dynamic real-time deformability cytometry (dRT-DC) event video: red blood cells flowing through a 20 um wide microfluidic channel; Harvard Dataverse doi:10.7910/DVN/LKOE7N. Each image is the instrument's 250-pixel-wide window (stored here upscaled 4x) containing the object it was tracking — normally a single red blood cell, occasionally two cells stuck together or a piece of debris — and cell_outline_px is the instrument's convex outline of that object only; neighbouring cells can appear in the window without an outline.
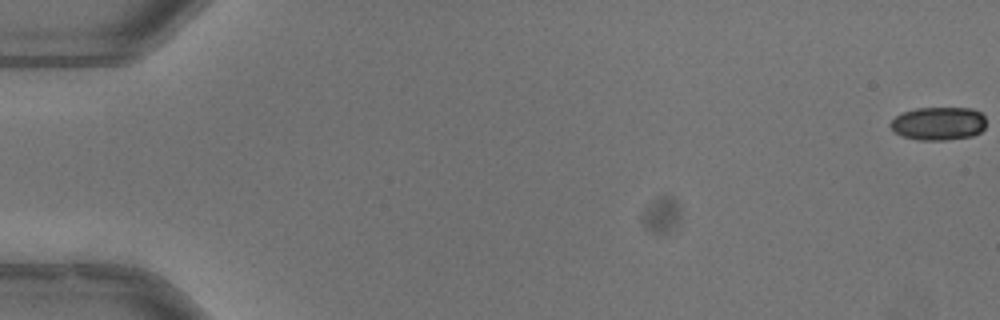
{"species": "common noctule bat (a hibernating species)", "species_latin": "Nyctalus noctula", "temperature_condition": "warm", "stored_images_in_passage": 54, "camera_frame_rate_fps": 3000, "um_per_image_px": 0.085, "animal": {"sex": "male", "body_mass_g": 13.3}, "frame": {"image": 1, "passage_image": 1, "time_ms": 0.0, "image_size_px": [1000, 320], "cell_outline_px": [[984, 128], [980, 132], [972, 136], [944, 140], [916, 140], [900, 136], [892, 132], [888, 124], [900, 112], [916, 108], [972, 108], [980, 112], [984, 116]], "centroid_in_image_um": [79.7, 10.5], "position_along_channel_um": 5.3, "area_um2": 18.84}}
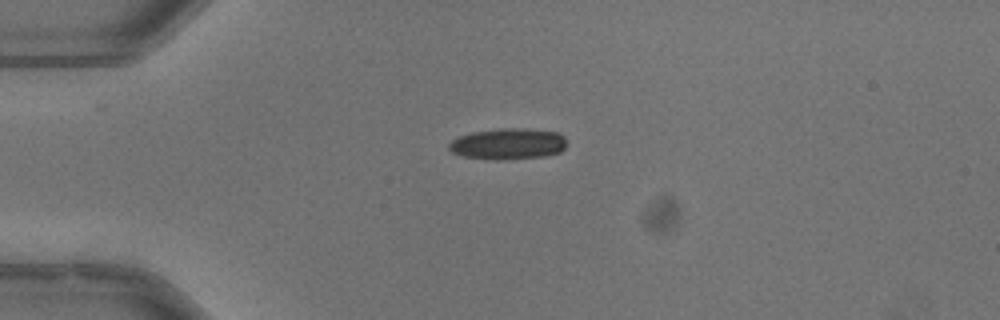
{"frame": {"image": 2, "passage_image": 15, "time_ms": 4.667, "image_size_px": [1000, 320], "cell_outline_px": [[568, 144], [560, 152], [544, 156], [500, 160], [492, 160], [464, 156], [452, 152], [448, 148], [448, 144], [452, 140], [460, 136], [472, 132], [504, 128], [524, 128], [556, 132], [564, 136]], "centroid_in_image_um": [43.2, 12.23], "position_along_channel_um": 41.8, "area_um2": 21.39}}
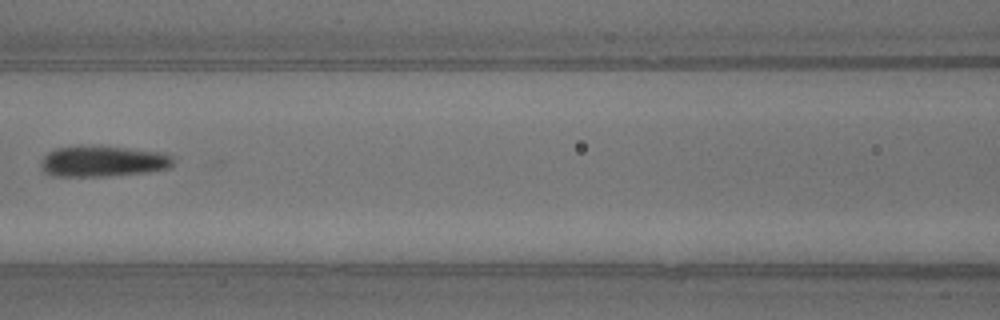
{"frame": {"image": 3, "passage_image": 26, "time_ms": 8.333, "image_size_px": [1000, 320], "cell_outline_px": [[172, 164], [168, 168], [148, 172], [104, 176], [56, 176], [44, 172], [40, 168], [40, 164], [44, 156], [48, 152], [56, 148], [80, 144], [128, 148], [164, 152], [172, 156]], "centroid_in_image_um": [8.71, 13.69], "position_along_channel_um": 157.9, "area_um2": 24.1}, "authors_computed_cell_mechanics": {"area_um2": 21.8773, "velocity_mm_per_s": 3.9702, "shape_relaxation_time_tau1_ms": null, "shape_relaxation_time_tau2_ms": 3.1003, "deformation_change_tau1": null, "deformation_change_tau2": 0.1045}}